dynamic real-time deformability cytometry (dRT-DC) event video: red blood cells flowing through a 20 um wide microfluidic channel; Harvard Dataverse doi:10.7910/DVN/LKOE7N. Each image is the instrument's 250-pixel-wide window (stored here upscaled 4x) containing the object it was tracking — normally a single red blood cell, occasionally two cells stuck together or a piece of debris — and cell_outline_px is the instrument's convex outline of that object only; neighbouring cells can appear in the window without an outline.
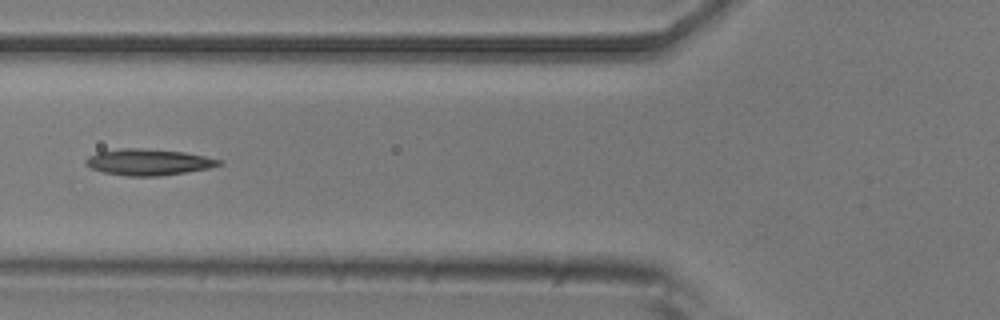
{"species": "common noctule bat (a hibernating species)", "species_latin": "Nyctalus noctula", "temperature_condition": "room temperature", "stored_images_in_passage": 2, "camera_frame_rate_fps": 3000, "um_per_image_px": 0.085, "animal": {"sex": "male", "body_mass_g": 20.5, "forearm_length_mm": 52.5}, "frame": {"image": 1, "passage_image": 2, "time_ms": 1.0, "image_size_px": [1000, 320], "cell_outline_px": [[224, 164], [208, 168], [160, 176], [128, 176], [104, 172], [92, 168], [84, 164], [84, 160], [88, 156], [96, 152], [124, 148], [136, 148], [184, 152], [204, 156], [220, 160]], "centroid_in_image_um": [12.58, 13.78], "position_along_channel_um": 113.2, "area_um2": 20.17}}